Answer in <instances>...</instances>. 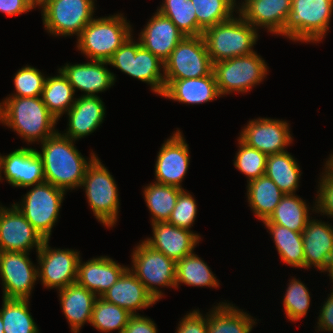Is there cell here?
I'll return each instance as SVG.
<instances>
[{"mask_svg":"<svg viewBox=\"0 0 333 333\" xmlns=\"http://www.w3.org/2000/svg\"><path fill=\"white\" fill-rule=\"evenodd\" d=\"M151 225L153 227V237L144 241L175 261L192 254L201 239L197 233L176 227L167 221L156 222Z\"/></svg>","mask_w":333,"mask_h":333,"instance_id":"cell-19","label":"cell"},{"mask_svg":"<svg viewBox=\"0 0 333 333\" xmlns=\"http://www.w3.org/2000/svg\"><path fill=\"white\" fill-rule=\"evenodd\" d=\"M285 314L288 319L297 321L303 318L310 305V294L306 286L296 278L292 279L283 299Z\"/></svg>","mask_w":333,"mask_h":333,"instance_id":"cell-42","label":"cell"},{"mask_svg":"<svg viewBox=\"0 0 333 333\" xmlns=\"http://www.w3.org/2000/svg\"><path fill=\"white\" fill-rule=\"evenodd\" d=\"M123 333H157V328L154 321L136 314L131 316Z\"/></svg>","mask_w":333,"mask_h":333,"instance_id":"cell-47","label":"cell"},{"mask_svg":"<svg viewBox=\"0 0 333 333\" xmlns=\"http://www.w3.org/2000/svg\"><path fill=\"white\" fill-rule=\"evenodd\" d=\"M107 62L122 72L150 84L151 90L160 96L164 92L165 74L160 72V69L164 68V62L144 48L140 42L135 43L132 36Z\"/></svg>","mask_w":333,"mask_h":333,"instance_id":"cell-7","label":"cell"},{"mask_svg":"<svg viewBox=\"0 0 333 333\" xmlns=\"http://www.w3.org/2000/svg\"><path fill=\"white\" fill-rule=\"evenodd\" d=\"M39 6L44 26L54 36H79L95 12L94 0H45Z\"/></svg>","mask_w":333,"mask_h":333,"instance_id":"cell-12","label":"cell"},{"mask_svg":"<svg viewBox=\"0 0 333 333\" xmlns=\"http://www.w3.org/2000/svg\"><path fill=\"white\" fill-rule=\"evenodd\" d=\"M59 75L46 77L41 98L48 111L57 119L75 103L74 90L67 77L59 69Z\"/></svg>","mask_w":333,"mask_h":333,"instance_id":"cell-33","label":"cell"},{"mask_svg":"<svg viewBox=\"0 0 333 333\" xmlns=\"http://www.w3.org/2000/svg\"><path fill=\"white\" fill-rule=\"evenodd\" d=\"M162 97L187 104H202L220 97L213 71L199 78L165 79Z\"/></svg>","mask_w":333,"mask_h":333,"instance_id":"cell-25","label":"cell"},{"mask_svg":"<svg viewBox=\"0 0 333 333\" xmlns=\"http://www.w3.org/2000/svg\"><path fill=\"white\" fill-rule=\"evenodd\" d=\"M333 226L309 219L302 232L304 268L312 265L322 271L333 249Z\"/></svg>","mask_w":333,"mask_h":333,"instance_id":"cell-27","label":"cell"},{"mask_svg":"<svg viewBox=\"0 0 333 333\" xmlns=\"http://www.w3.org/2000/svg\"><path fill=\"white\" fill-rule=\"evenodd\" d=\"M197 16V36L218 23L233 17L236 0H191Z\"/></svg>","mask_w":333,"mask_h":333,"instance_id":"cell-38","label":"cell"},{"mask_svg":"<svg viewBox=\"0 0 333 333\" xmlns=\"http://www.w3.org/2000/svg\"><path fill=\"white\" fill-rule=\"evenodd\" d=\"M45 0H32V2L37 6H39L40 4H42Z\"/></svg>","mask_w":333,"mask_h":333,"instance_id":"cell-51","label":"cell"},{"mask_svg":"<svg viewBox=\"0 0 333 333\" xmlns=\"http://www.w3.org/2000/svg\"><path fill=\"white\" fill-rule=\"evenodd\" d=\"M45 80L43 74L32 66L19 69L14 77L16 94L12 97H40Z\"/></svg>","mask_w":333,"mask_h":333,"instance_id":"cell-43","label":"cell"},{"mask_svg":"<svg viewBox=\"0 0 333 333\" xmlns=\"http://www.w3.org/2000/svg\"><path fill=\"white\" fill-rule=\"evenodd\" d=\"M202 36L212 63L255 52L258 39L256 28L240 15L205 29Z\"/></svg>","mask_w":333,"mask_h":333,"instance_id":"cell-3","label":"cell"},{"mask_svg":"<svg viewBox=\"0 0 333 333\" xmlns=\"http://www.w3.org/2000/svg\"><path fill=\"white\" fill-rule=\"evenodd\" d=\"M306 202L295 194H285L264 224H279L294 232L302 233L310 218Z\"/></svg>","mask_w":333,"mask_h":333,"instance_id":"cell-32","label":"cell"},{"mask_svg":"<svg viewBox=\"0 0 333 333\" xmlns=\"http://www.w3.org/2000/svg\"><path fill=\"white\" fill-rule=\"evenodd\" d=\"M182 190L175 186L155 182L144 188L146 205L153 216L152 224L168 221Z\"/></svg>","mask_w":333,"mask_h":333,"instance_id":"cell-35","label":"cell"},{"mask_svg":"<svg viewBox=\"0 0 333 333\" xmlns=\"http://www.w3.org/2000/svg\"><path fill=\"white\" fill-rule=\"evenodd\" d=\"M324 175L319 183V193L315 203L316 212L333 217V168L326 162Z\"/></svg>","mask_w":333,"mask_h":333,"instance_id":"cell-45","label":"cell"},{"mask_svg":"<svg viewBox=\"0 0 333 333\" xmlns=\"http://www.w3.org/2000/svg\"><path fill=\"white\" fill-rule=\"evenodd\" d=\"M29 299L3 298L0 309L4 333H39L38 327L29 313Z\"/></svg>","mask_w":333,"mask_h":333,"instance_id":"cell-36","label":"cell"},{"mask_svg":"<svg viewBox=\"0 0 333 333\" xmlns=\"http://www.w3.org/2000/svg\"><path fill=\"white\" fill-rule=\"evenodd\" d=\"M239 150L234 166L248 177V182L265 175L268 155L238 139Z\"/></svg>","mask_w":333,"mask_h":333,"instance_id":"cell-41","label":"cell"},{"mask_svg":"<svg viewBox=\"0 0 333 333\" xmlns=\"http://www.w3.org/2000/svg\"><path fill=\"white\" fill-rule=\"evenodd\" d=\"M207 315V333H250L255 323L248 313L231 304L219 303Z\"/></svg>","mask_w":333,"mask_h":333,"instance_id":"cell-29","label":"cell"},{"mask_svg":"<svg viewBox=\"0 0 333 333\" xmlns=\"http://www.w3.org/2000/svg\"><path fill=\"white\" fill-rule=\"evenodd\" d=\"M68 131L62 135L77 140L94 132L102 123L105 107L102 100L96 96L75 98V103L67 111Z\"/></svg>","mask_w":333,"mask_h":333,"instance_id":"cell-26","label":"cell"},{"mask_svg":"<svg viewBox=\"0 0 333 333\" xmlns=\"http://www.w3.org/2000/svg\"><path fill=\"white\" fill-rule=\"evenodd\" d=\"M140 33V44L163 62L185 35L158 11Z\"/></svg>","mask_w":333,"mask_h":333,"instance_id":"cell-21","label":"cell"},{"mask_svg":"<svg viewBox=\"0 0 333 333\" xmlns=\"http://www.w3.org/2000/svg\"><path fill=\"white\" fill-rule=\"evenodd\" d=\"M14 187H30L45 182L42 158L38 150L32 148L16 149L6 156L0 154L1 173Z\"/></svg>","mask_w":333,"mask_h":333,"instance_id":"cell-18","label":"cell"},{"mask_svg":"<svg viewBox=\"0 0 333 333\" xmlns=\"http://www.w3.org/2000/svg\"><path fill=\"white\" fill-rule=\"evenodd\" d=\"M175 333H207V318L198 310L185 315Z\"/></svg>","mask_w":333,"mask_h":333,"instance_id":"cell-46","label":"cell"},{"mask_svg":"<svg viewBox=\"0 0 333 333\" xmlns=\"http://www.w3.org/2000/svg\"><path fill=\"white\" fill-rule=\"evenodd\" d=\"M0 333H4V328H3V322L1 319V314H0Z\"/></svg>","mask_w":333,"mask_h":333,"instance_id":"cell-52","label":"cell"},{"mask_svg":"<svg viewBox=\"0 0 333 333\" xmlns=\"http://www.w3.org/2000/svg\"><path fill=\"white\" fill-rule=\"evenodd\" d=\"M101 298L128 310L132 315H136V310L147 308L157 301L130 268L124 271Z\"/></svg>","mask_w":333,"mask_h":333,"instance_id":"cell-22","label":"cell"},{"mask_svg":"<svg viewBox=\"0 0 333 333\" xmlns=\"http://www.w3.org/2000/svg\"><path fill=\"white\" fill-rule=\"evenodd\" d=\"M45 239L38 254V278L48 288H66L77 281L79 252L69 249H51Z\"/></svg>","mask_w":333,"mask_h":333,"instance_id":"cell-13","label":"cell"},{"mask_svg":"<svg viewBox=\"0 0 333 333\" xmlns=\"http://www.w3.org/2000/svg\"><path fill=\"white\" fill-rule=\"evenodd\" d=\"M273 236L281 260L297 268H304L302 233L294 232L279 224H265Z\"/></svg>","mask_w":333,"mask_h":333,"instance_id":"cell-34","label":"cell"},{"mask_svg":"<svg viewBox=\"0 0 333 333\" xmlns=\"http://www.w3.org/2000/svg\"><path fill=\"white\" fill-rule=\"evenodd\" d=\"M73 141L57 132L44 140L42 152L38 151L43 161L45 182L65 191L81 186L88 165L96 157L92 153L87 162Z\"/></svg>","mask_w":333,"mask_h":333,"instance_id":"cell-1","label":"cell"},{"mask_svg":"<svg viewBox=\"0 0 333 333\" xmlns=\"http://www.w3.org/2000/svg\"><path fill=\"white\" fill-rule=\"evenodd\" d=\"M188 144L177 130L158 152L155 164V183L182 188L181 182L188 170L190 155Z\"/></svg>","mask_w":333,"mask_h":333,"instance_id":"cell-16","label":"cell"},{"mask_svg":"<svg viewBox=\"0 0 333 333\" xmlns=\"http://www.w3.org/2000/svg\"><path fill=\"white\" fill-rule=\"evenodd\" d=\"M157 10L169 18L185 36H197V16L191 0H164Z\"/></svg>","mask_w":333,"mask_h":333,"instance_id":"cell-40","label":"cell"},{"mask_svg":"<svg viewBox=\"0 0 333 333\" xmlns=\"http://www.w3.org/2000/svg\"><path fill=\"white\" fill-rule=\"evenodd\" d=\"M132 254L133 268L130 270L154 299L158 301L163 296L156 285L176 288L175 260L155 250L145 241L139 244Z\"/></svg>","mask_w":333,"mask_h":333,"instance_id":"cell-10","label":"cell"},{"mask_svg":"<svg viewBox=\"0 0 333 333\" xmlns=\"http://www.w3.org/2000/svg\"><path fill=\"white\" fill-rule=\"evenodd\" d=\"M131 32V26L121 14L93 18L77 37V47L91 60L108 61Z\"/></svg>","mask_w":333,"mask_h":333,"instance_id":"cell-4","label":"cell"},{"mask_svg":"<svg viewBox=\"0 0 333 333\" xmlns=\"http://www.w3.org/2000/svg\"><path fill=\"white\" fill-rule=\"evenodd\" d=\"M131 316L132 314L128 310L98 297L93 305L90 324L98 331L111 332L119 330V333H123Z\"/></svg>","mask_w":333,"mask_h":333,"instance_id":"cell-39","label":"cell"},{"mask_svg":"<svg viewBox=\"0 0 333 333\" xmlns=\"http://www.w3.org/2000/svg\"><path fill=\"white\" fill-rule=\"evenodd\" d=\"M292 6V0H245L237 13L256 29L265 27L271 33L278 34L286 21Z\"/></svg>","mask_w":333,"mask_h":333,"instance_id":"cell-20","label":"cell"},{"mask_svg":"<svg viewBox=\"0 0 333 333\" xmlns=\"http://www.w3.org/2000/svg\"><path fill=\"white\" fill-rule=\"evenodd\" d=\"M320 311L318 330L333 331V291Z\"/></svg>","mask_w":333,"mask_h":333,"instance_id":"cell-49","label":"cell"},{"mask_svg":"<svg viewBox=\"0 0 333 333\" xmlns=\"http://www.w3.org/2000/svg\"><path fill=\"white\" fill-rule=\"evenodd\" d=\"M45 239L13 204L0 206V251L28 253L36 247L38 252Z\"/></svg>","mask_w":333,"mask_h":333,"instance_id":"cell-15","label":"cell"},{"mask_svg":"<svg viewBox=\"0 0 333 333\" xmlns=\"http://www.w3.org/2000/svg\"><path fill=\"white\" fill-rule=\"evenodd\" d=\"M107 61L90 60L84 64H66L60 68L67 77L73 90L84 91V96H96L114 85L115 77L104 65Z\"/></svg>","mask_w":333,"mask_h":333,"instance_id":"cell-23","label":"cell"},{"mask_svg":"<svg viewBox=\"0 0 333 333\" xmlns=\"http://www.w3.org/2000/svg\"><path fill=\"white\" fill-rule=\"evenodd\" d=\"M267 65L256 52L213 63L220 95L247 92L267 75Z\"/></svg>","mask_w":333,"mask_h":333,"instance_id":"cell-8","label":"cell"},{"mask_svg":"<svg viewBox=\"0 0 333 333\" xmlns=\"http://www.w3.org/2000/svg\"><path fill=\"white\" fill-rule=\"evenodd\" d=\"M197 214V204L195 199L190 193L184 191L179 193L175 207L171 212L168 223L179 227L188 229L191 228Z\"/></svg>","mask_w":333,"mask_h":333,"instance_id":"cell-44","label":"cell"},{"mask_svg":"<svg viewBox=\"0 0 333 333\" xmlns=\"http://www.w3.org/2000/svg\"><path fill=\"white\" fill-rule=\"evenodd\" d=\"M85 187L88 203L99 222L113 227L119 209L118 188L106 167L95 157L88 165L81 187Z\"/></svg>","mask_w":333,"mask_h":333,"instance_id":"cell-6","label":"cell"},{"mask_svg":"<svg viewBox=\"0 0 333 333\" xmlns=\"http://www.w3.org/2000/svg\"><path fill=\"white\" fill-rule=\"evenodd\" d=\"M35 7L32 0H0V11L7 16L20 15Z\"/></svg>","mask_w":333,"mask_h":333,"instance_id":"cell-48","label":"cell"},{"mask_svg":"<svg viewBox=\"0 0 333 333\" xmlns=\"http://www.w3.org/2000/svg\"><path fill=\"white\" fill-rule=\"evenodd\" d=\"M247 188L249 206L262 222L270 217L285 195L266 175L248 182Z\"/></svg>","mask_w":333,"mask_h":333,"instance_id":"cell-30","label":"cell"},{"mask_svg":"<svg viewBox=\"0 0 333 333\" xmlns=\"http://www.w3.org/2000/svg\"><path fill=\"white\" fill-rule=\"evenodd\" d=\"M127 268L107 256L93 258L84 264L79 259L76 282L101 297Z\"/></svg>","mask_w":333,"mask_h":333,"instance_id":"cell-24","label":"cell"},{"mask_svg":"<svg viewBox=\"0 0 333 333\" xmlns=\"http://www.w3.org/2000/svg\"><path fill=\"white\" fill-rule=\"evenodd\" d=\"M327 271L329 272V276L331 277V280H333V249L331 251V254L328 257V261L324 269L321 271Z\"/></svg>","mask_w":333,"mask_h":333,"instance_id":"cell-50","label":"cell"},{"mask_svg":"<svg viewBox=\"0 0 333 333\" xmlns=\"http://www.w3.org/2000/svg\"><path fill=\"white\" fill-rule=\"evenodd\" d=\"M179 283L197 287H219L208 265L194 253L176 261V288Z\"/></svg>","mask_w":333,"mask_h":333,"instance_id":"cell-37","label":"cell"},{"mask_svg":"<svg viewBox=\"0 0 333 333\" xmlns=\"http://www.w3.org/2000/svg\"><path fill=\"white\" fill-rule=\"evenodd\" d=\"M29 253L0 251V277L3 283V298L29 299L38 278V269L27 256Z\"/></svg>","mask_w":333,"mask_h":333,"instance_id":"cell-14","label":"cell"},{"mask_svg":"<svg viewBox=\"0 0 333 333\" xmlns=\"http://www.w3.org/2000/svg\"><path fill=\"white\" fill-rule=\"evenodd\" d=\"M213 63L202 35L185 36L164 61L165 79H189L209 75Z\"/></svg>","mask_w":333,"mask_h":333,"instance_id":"cell-11","label":"cell"},{"mask_svg":"<svg viewBox=\"0 0 333 333\" xmlns=\"http://www.w3.org/2000/svg\"><path fill=\"white\" fill-rule=\"evenodd\" d=\"M239 139L267 155L286 151L285 148L292 142L288 123L269 118L249 121Z\"/></svg>","mask_w":333,"mask_h":333,"instance_id":"cell-17","label":"cell"},{"mask_svg":"<svg viewBox=\"0 0 333 333\" xmlns=\"http://www.w3.org/2000/svg\"><path fill=\"white\" fill-rule=\"evenodd\" d=\"M58 120L40 97H9L0 103V122L17 131L28 142L41 141L56 131Z\"/></svg>","mask_w":333,"mask_h":333,"instance_id":"cell-2","label":"cell"},{"mask_svg":"<svg viewBox=\"0 0 333 333\" xmlns=\"http://www.w3.org/2000/svg\"><path fill=\"white\" fill-rule=\"evenodd\" d=\"M265 175L270 178L284 194H294L301 176L300 166L287 151L269 154Z\"/></svg>","mask_w":333,"mask_h":333,"instance_id":"cell-31","label":"cell"},{"mask_svg":"<svg viewBox=\"0 0 333 333\" xmlns=\"http://www.w3.org/2000/svg\"><path fill=\"white\" fill-rule=\"evenodd\" d=\"M60 304L73 333L80 332L85 322L91 321L93 305L97 298L93 292L77 282L59 290Z\"/></svg>","mask_w":333,"mask_h":333,"instance_id":"cell-28","label":"cell"},{"mask_svg":"<svg viewBox=\"0 0 333 333\" xmlns=\"http://www.w3.org/2000/svg\"><path fill=\"white\" fill-rule=\"evenodd\" d=\"M333 14V0H292L282 30L293 41L319 42L326 35Z\"/></svg>","mask_w":333,"mask_h":333,"instance_id":"cell-5","label":"cell"},{"mask_svg":"<svg viewBox=\"0 0 333 333\" xmlns=\"http://www.w3.org/2000/svg\"><path fill=\"white\" fill-rule=\"evenodd\" d=\"M65 192L48 182H42L28 191L21 205H14L44 239H50Z\"/></svg>","mask_w":333,"mask_h":333,"instance_id":"cell-9","label":"cell"}]
</instances>
